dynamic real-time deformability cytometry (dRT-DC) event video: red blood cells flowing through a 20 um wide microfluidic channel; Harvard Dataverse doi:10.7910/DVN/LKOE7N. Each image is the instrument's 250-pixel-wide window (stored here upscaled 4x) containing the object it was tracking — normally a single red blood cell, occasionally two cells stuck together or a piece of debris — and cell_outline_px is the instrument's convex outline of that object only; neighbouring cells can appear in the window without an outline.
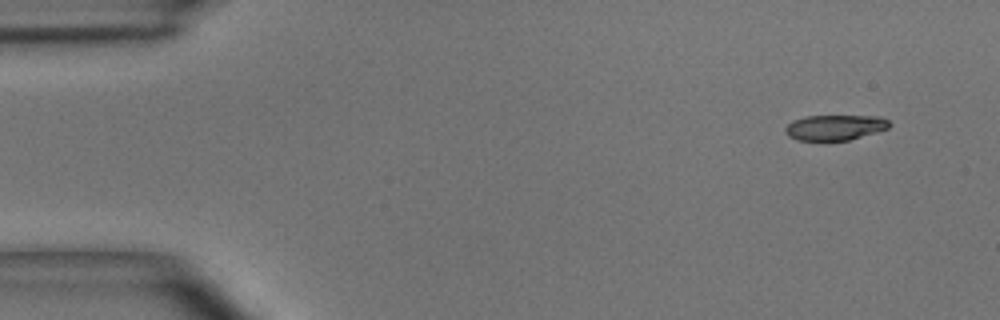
{"species": "common noctule bat (a hibernating species)", "species_latin": "Nyctalus noctula", "temperature_condition": "room temperature", "stored_images_in_passage": 4, "camera_frame_rate_fps": 3000, "um_per_image_px": 0.085, "animal": {"sex": "male", "body_mass_g": 15.6}, "frame": {"image": 1, "passage_image": 1, "time_ms": 0.0, "image_size_px": [1000, 320], "cell_outline_px": [[892, 124], [888, 128], [876, 132], [848, 140], [796, 140], [788, 136], [784, 132], [784, 128], [792, 120], [804, 116], [880, 116], [888, 120]], "centroid_in_image_um": [70.94, 10.82], "position_along_channel_um": 14.1, "area_um2": 15.43}}
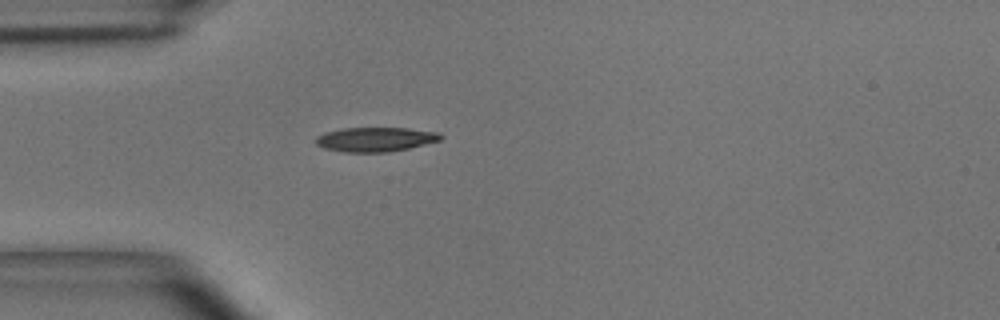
{"frame": {"image": 2, "passage_image": 4, "time_ms": 1.0, "image_size_px": [1000, 320], "cell_outline_px": [[444, 136], [440, 140], [408, 148], [388, 152], [344, 152], [324, 148], [316, 144], [316, 136], [324, 132], [344, 128], [408, 128], [440, 132]], "centroid_in_image_um": [31.91, 11.84], "position_along_channel_um": 53.1, "area_um2": 17.74}}